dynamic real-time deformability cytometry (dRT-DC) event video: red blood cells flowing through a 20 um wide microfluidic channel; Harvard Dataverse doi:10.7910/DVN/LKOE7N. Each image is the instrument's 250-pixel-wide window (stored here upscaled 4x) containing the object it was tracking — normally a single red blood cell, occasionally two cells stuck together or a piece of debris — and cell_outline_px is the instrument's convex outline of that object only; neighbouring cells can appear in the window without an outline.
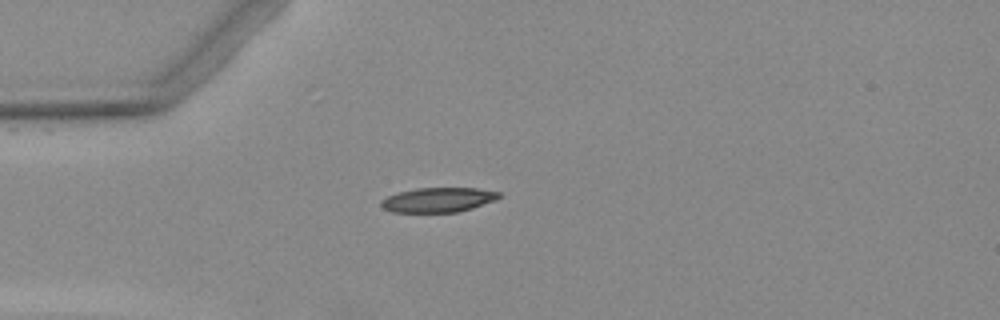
{"species": "Egyptian fruit bat (a non-hibernating species)", "species_latin": "Rousettus aegyptiacus", "temperature_condition": "warm", "stored_images_in_passage": 1, "camera_frame_rate_fps": 3000, "um_per_image_px": 0.085, "animal": {"sex": "female"}, "frame": {"image": 1, "passage_image": 1, "time_ms": 0.0, "image_size_px": [1000, 320], "cell_outline_px": [[500, 196], [492, 200], [472, 208], [456, 212], [392, 212], [384, 208], [380, 204], [380, 200], [396, 192], [416, 188], [476, 188], [500, 192]], "centroid_in_image_um": [37.18, 16.98], "position_along_channel_um": 47.8, "area_um2": 16.76}}